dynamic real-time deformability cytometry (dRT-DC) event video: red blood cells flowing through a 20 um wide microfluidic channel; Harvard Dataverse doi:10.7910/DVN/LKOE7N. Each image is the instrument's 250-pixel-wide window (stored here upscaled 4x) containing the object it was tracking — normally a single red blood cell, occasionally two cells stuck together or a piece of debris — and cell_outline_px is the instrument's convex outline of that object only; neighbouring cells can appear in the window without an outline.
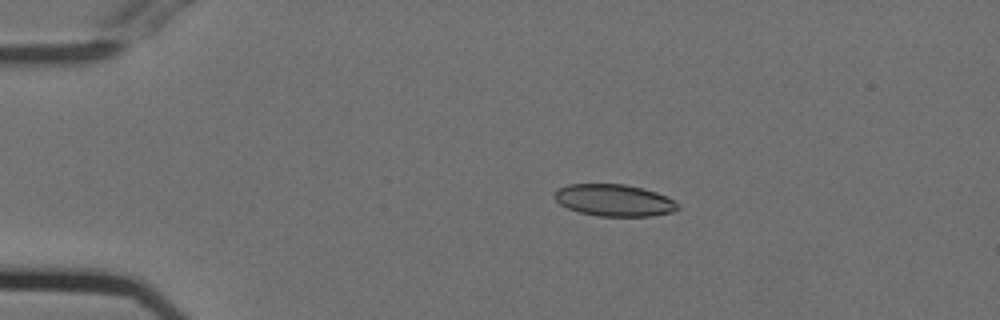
{"species": "Egyptian fruit bat (a non-hibernating species)", "species_latin": "Rousettus aegyptiacus", "temperature_condition": "cold", "stored_images_in_passage": 16, "camera_frame_rate_fps": 3000, "um_per_image_px": 0.085, "animal": {"sex": "female"}, "frame": {"image": 1, "passage_image": 11, "time_ms": 3.333, "image_size_px": [1000, 320], "cell_outline_px": [[680, 208], [672, 212], [652, 216], [596, 216], [580, 212], [568, 208], [560, 204], [552, 196], [556, 188], [568, 184], [624, 184], [644, 188], [656, 192], [680, 204]], "centroid_in_image_um": [52.17, 17.02], "position_along_channel_um": 32.8, "area_um2": 23.06}}